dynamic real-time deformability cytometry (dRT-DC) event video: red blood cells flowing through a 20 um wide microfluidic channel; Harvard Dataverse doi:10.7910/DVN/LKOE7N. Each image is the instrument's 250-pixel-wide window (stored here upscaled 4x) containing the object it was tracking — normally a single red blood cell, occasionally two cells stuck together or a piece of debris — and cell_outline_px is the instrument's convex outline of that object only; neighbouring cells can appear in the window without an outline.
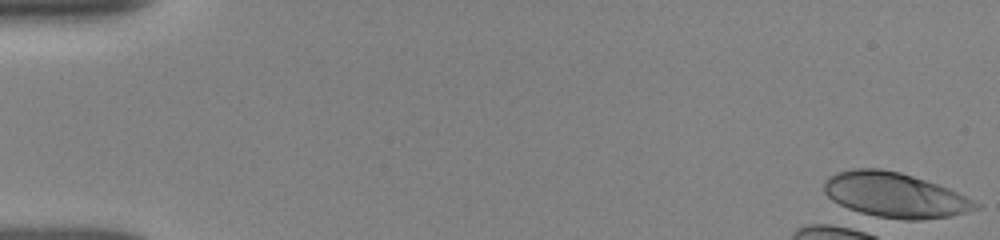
{"species": "human", "species_latin": "Homo sapiens", "temperature_condition": "room temperature", "stored_images_in_passage": 2, "camera_frame_rate_fps": 3000, "um_per_image_px": 0.085, "donor": {"sex": "female"}, "frame": {"image": 1, "passage_image": 1, "time_ms": 0.0, "image_size_px": [1000, 240], "cell_outline_px": [[984, 204], [980, 208], [968, 212], [952, 216], [920, 220], [904, 220], [876, 216], [860, 212], [848, 208], [832, 200], [824, 192], [824, 180], [828, 176], [836, 172], [852, 168], [880, 168], [900, 172], [948, 188]], "centroid_in_image_um": [76.09, 16.58], "position_along_channel_um": 8.9, "area_um2": 39.88}}